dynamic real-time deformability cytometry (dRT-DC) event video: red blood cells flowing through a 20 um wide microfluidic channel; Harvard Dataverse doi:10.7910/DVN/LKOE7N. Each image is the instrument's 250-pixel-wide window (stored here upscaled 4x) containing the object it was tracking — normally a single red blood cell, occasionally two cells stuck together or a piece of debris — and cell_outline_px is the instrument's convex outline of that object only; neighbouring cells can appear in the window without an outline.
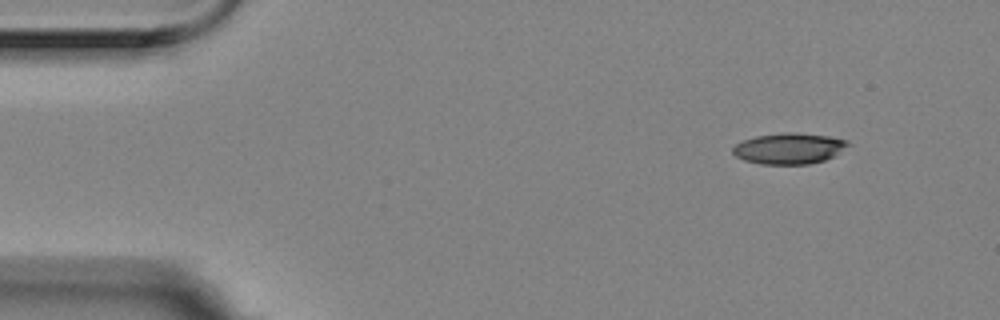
{"species": "Egyptian fruit bat (a non-hibernating species)", "species_latin": "Rousettus aegyptiacus", "temperature_condition": "room temperature", "stored_images_in_passage": 4, "camera_frame_rate_fps": 3000, "um_per_image_px": 0.085, "animal": {"sex": "female"}, "frame": {"image": 1, "passage_image": 1, "time_ms": 0.0, "image_size_px": [1000, 320], "cell_outline_px": [[852, 144], [832, 156], [824, 160], [808, 164], [760, 164], [744, 160], [736, 156], [732, 152], [732, 148], [736, 144], [744, 140], [756, 136], [784, 132], [796, 132], [828, 136], [848, 140]], "centroid_in_image_um": [67.07, 12.61], "position_along_channel_um": 17.9, "area_um2": 20.75}}
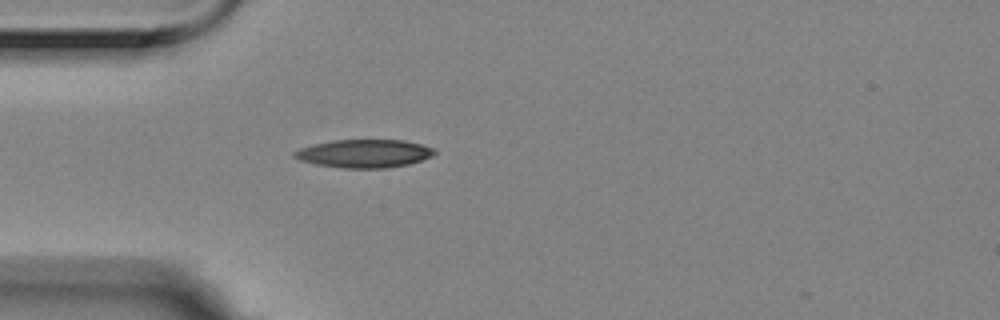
{"frame": {"image": 2, "passage_image": 4, "time_ms": 1.0, "image_size_px": [1000, 320], "cell_outline_px": [[436, 152], [432, 156], [408, 164], [384, 168], [344, 168], [316, 164], [300, 160], [292, 156], [292, 152], [300, 148], [332, 140], [404, 140], [436, 148]], "centroid_in_image_um": [30.96, 13.04], "position_along_channel_um": 54.0, "area_um2": 22.89}}